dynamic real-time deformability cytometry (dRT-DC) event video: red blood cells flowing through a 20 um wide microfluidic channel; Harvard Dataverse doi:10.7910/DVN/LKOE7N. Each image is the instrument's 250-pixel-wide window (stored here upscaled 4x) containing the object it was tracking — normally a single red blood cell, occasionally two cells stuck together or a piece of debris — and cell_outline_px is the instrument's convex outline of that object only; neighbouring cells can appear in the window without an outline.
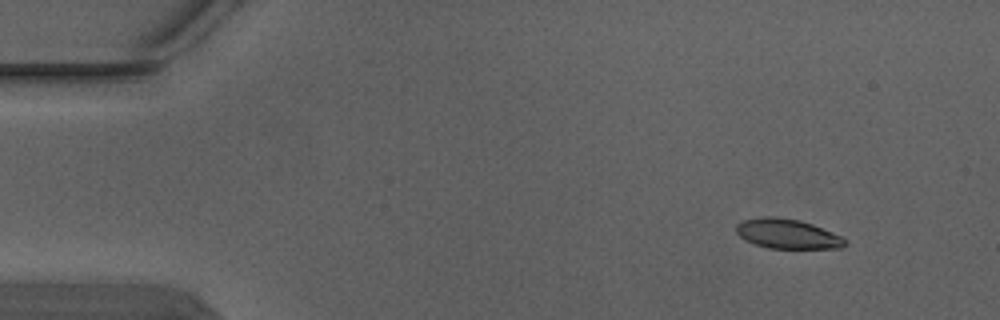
{"species": "Egyptian fruit bat (a non-hibernating species)", "species_latin": "Rousettus aegyptiacus", "temperature_condition": "warm", "stored_images_in_passage": 3, "camera_frame_rate_fps": 3000, "um_per_image_px": 0.085, "animal": {"sex": "male"}, "frame": {"image": 1, "passage_image": 1, "time_ms": 0.0, "image_size_px": [1000, 320], "cell_outline_px": [[848, 244], [840, 248], [768, 248], [756, 244], [740, 236], [736, 232], [736, 224], [744, 220], [764, 216], [768, 216], [800, 220], [812, 224], [832, 232], [848, 240]], "centroid_in_image_um": [66.96, 19.88], "position_along_channel_um": 18.0, "area_um2": 18.61}}
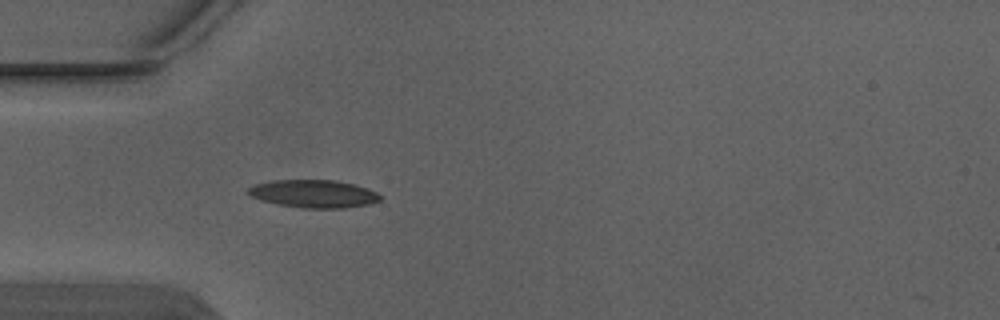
{"frame": {"image": 2, "passage_image": 3, "time_ms": 0.667, "image_size_px": [1000, 320], "cell_outline_px": [[380, 200], [368, 204], [344, 208], [304, 208], [280, 204], [260, 200], [244, 192], [252, 184], [272, 180], [336, 180], [356, 184], [368, 188], [376, 192], [380, 196]], "centroid_in_image_um": [26.63, 16.45], "position_along_channel_um": 58.4, "area_um2": 21.5}}